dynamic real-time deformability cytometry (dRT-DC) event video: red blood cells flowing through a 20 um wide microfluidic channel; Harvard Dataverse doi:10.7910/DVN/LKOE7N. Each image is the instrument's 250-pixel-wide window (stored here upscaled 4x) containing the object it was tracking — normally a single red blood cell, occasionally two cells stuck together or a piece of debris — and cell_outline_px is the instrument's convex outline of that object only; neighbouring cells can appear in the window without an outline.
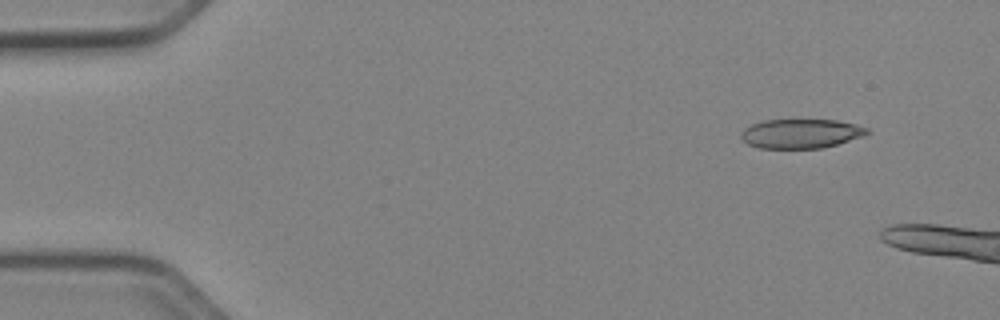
{"species": "Egyptian fruit bat (a non-hibernating species)", "species_latin": "Rousettus aegyptiacus", "temperature_condition": "cold", "stored_images_in_passage": 9, "camera_frame_rate_fps": 3000, "um_per_image_px": 0.085, "animal": {"sex": "female"}, "frame": {"image": 1, "passage_image": 1, "time_ms": 0.0, "image_size_px": [1000, 320], "cell_outline_px": [[872, 132], [864, 136], [836, 144], [820, 148], [760, 148], [748, 144], [740, 136], [740, 132], [744, 128], [752, 124], [764, 120], [836, 120], [856, 124], [868, 128]], "centroid_in_image_um": [68.09, 11.35], "position_along_channel_um": 16.9, "area_um2": 21.5}}